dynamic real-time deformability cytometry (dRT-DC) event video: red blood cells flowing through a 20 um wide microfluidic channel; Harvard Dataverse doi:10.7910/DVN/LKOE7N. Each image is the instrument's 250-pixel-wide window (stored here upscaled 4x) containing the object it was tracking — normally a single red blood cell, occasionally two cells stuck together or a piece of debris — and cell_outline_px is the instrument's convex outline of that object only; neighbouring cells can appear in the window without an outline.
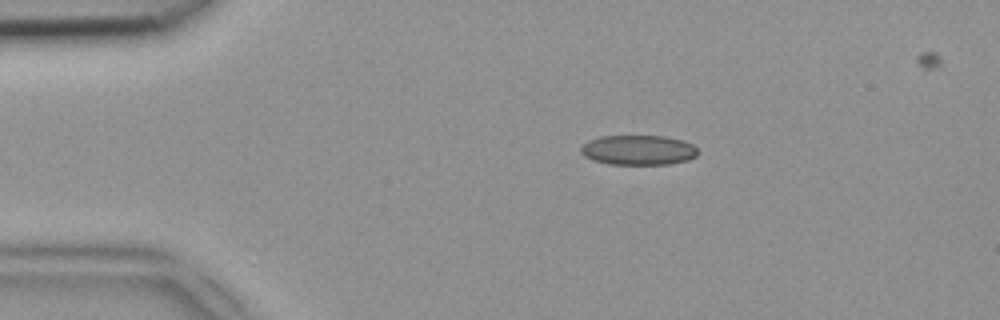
{"species": "common noctule bat (a hibernating species)", "species_latin": "Nyctalus noctula", "temperature_condition": "room temperature", "stored_images_in_passage": 40, "camera_frame_rate_fps": 3000, "um_per_image_px": 0.085, "animal": {"sex": "female", "body_mass_g": 18.4}, "frame": {"image": 1, "passage_image": 1, "time_ms": 0.0, "image_size_px": [1000, 320], "cell_outline_px": [[700, 152], [696, 156], [688, 160], [668, 164], [608, 164], [584, 156], [580, 152], [580, 144], [588, 140], [600, 136], [664, 136], [684, 140], [692, 144]], "centroid_in_image_um": [54.25, 12.74], "position_along_channel_um": 30.7, "area_um2": 20.52}}
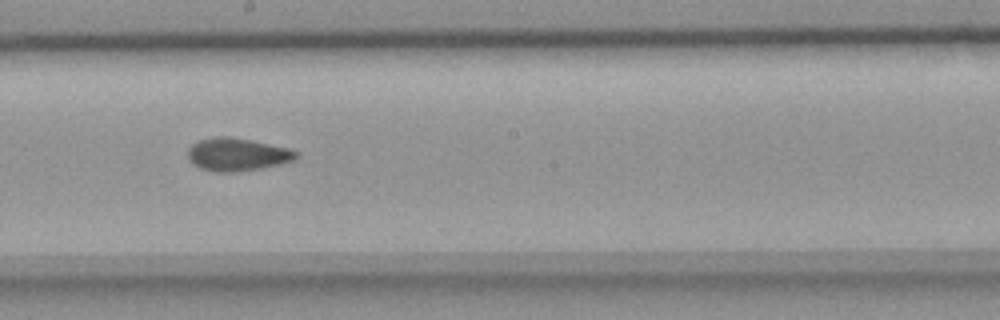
{"frame": {"image": 2, "passage_image": 19, "time_ms": 6.0, "image_size_px": [1000, 320], "cell_outline_px": [[300, 156], [296, 160], [264, 168], [232, 172], [216, 172], [200, 168], [192, 164], [188, 160], [188, 148], [192, 144], [200, 140], [216, 136], [228, 136], [288, 148], [300, 152]], "centroid_in_image_um": [20.18, 13.14], "position_along_channel_um": 228.0, "area_um2": 20.87}}
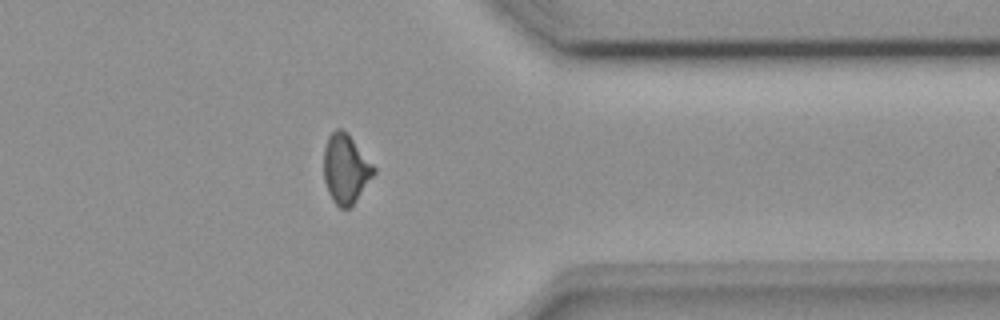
{"frame": {"image": 3, "passage_image": 31, "time_ms": 10.0, "image_size_px": [1000, 320], "cell_outline_px": [[376, 172], [356, 200], [348, 208], [340, 208], [332, 200], [328, 192], [324, 180], [324, 148], [328, 136], [336, 128], [340, 128], [352, 140], [376, 168]], "centroid_in_image_um": [29.36, 14.37], "position_along_channel_um": 382.0, "area_um2": 19.77}}